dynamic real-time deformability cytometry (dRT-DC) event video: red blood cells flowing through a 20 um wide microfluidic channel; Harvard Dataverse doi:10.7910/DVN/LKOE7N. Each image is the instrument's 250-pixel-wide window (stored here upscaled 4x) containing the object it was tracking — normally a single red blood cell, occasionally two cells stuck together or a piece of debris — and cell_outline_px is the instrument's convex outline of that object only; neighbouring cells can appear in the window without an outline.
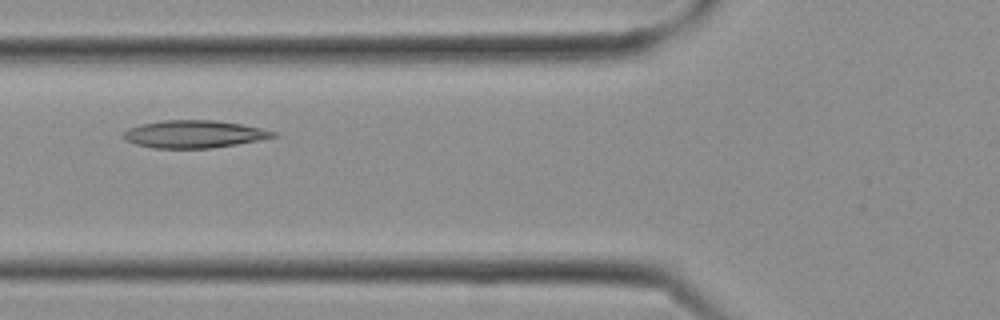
{"species": "Egyptian fruit bat (a non-hibernating species)", "species_latin": "Rousettus aegyptiacus", "temperature_condition": "cold", "stored_images_in_passage": 13, "camera_frame_rate_fps": 3000, "um_per_image_px": 0.085, "frame": {"image": 1, "passage_image": 5, "time_ms": 1.333, "image_size_px": [1000, 320], "cell_outline_px": [[280, 136], [260, 140], [212, 148], [156, 148], [136, 144], [124, 140], [120, 136], [128, 128], [140, 124], [164, 120], [216, 120], [240, 124], [260, 128], [276, 132]], "centroid_in_image_um": [16.48, 11.4], "position_along_channel_um": 109.3, "area_um2": 24.1}}
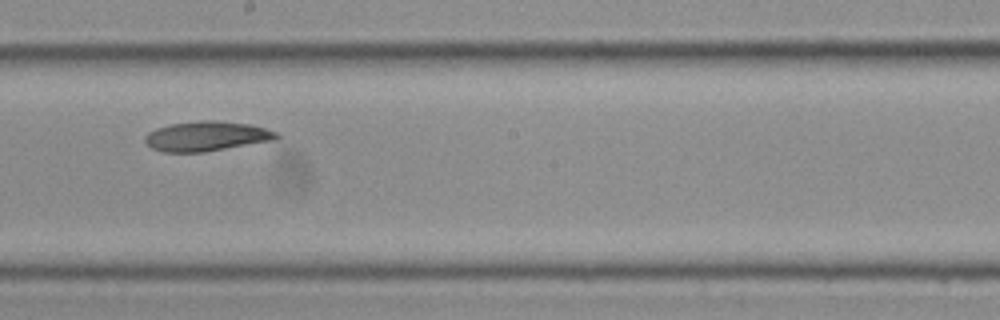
{"frame": {"image": 2, "passage_image": 10, "time_ms": 3.0, "image_size_px": [1000, 320], "cell_outline_px": [[280, 140], [204, 152], [164, 152], [152, 148], [144, 140], [144, 136], [148, 132], [156, 128], [172, 124], [200, 120], [216, 120], [248, 124], [280, 132]], "centroid_in_image_um": [17.63, 11.58], "position_along_channel_um": 230.6, "area_um2": 23.12}}
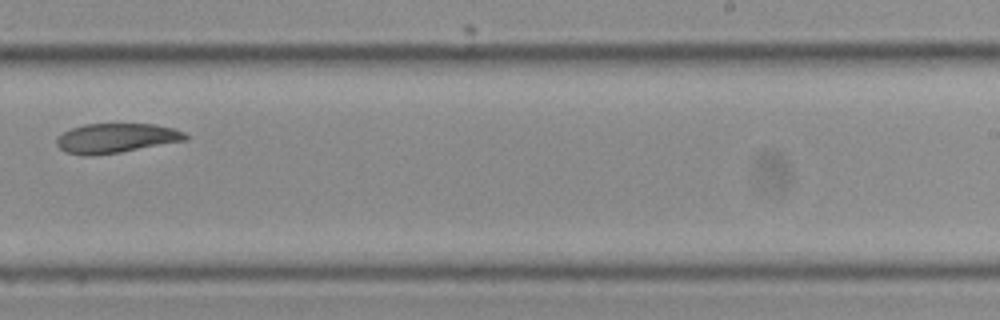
{"frame": {"image": 3, "passage_image": 12, "time_ms": 3.667, "image_size_px": [1000, 320], "cell_outline_px": [[188, 140], [120, 152], [88, 156], [84, 156], [64, 152], [56, 144], [56, 140], [64, 132], [72, 128], [84, 124], [156, 124], [172, 128], [184, 132], [188, 136]], "centroid_in_image_um": [9.87, 11.74], "position_along_channel_um": 279.1, "area_um2": 22.14}}